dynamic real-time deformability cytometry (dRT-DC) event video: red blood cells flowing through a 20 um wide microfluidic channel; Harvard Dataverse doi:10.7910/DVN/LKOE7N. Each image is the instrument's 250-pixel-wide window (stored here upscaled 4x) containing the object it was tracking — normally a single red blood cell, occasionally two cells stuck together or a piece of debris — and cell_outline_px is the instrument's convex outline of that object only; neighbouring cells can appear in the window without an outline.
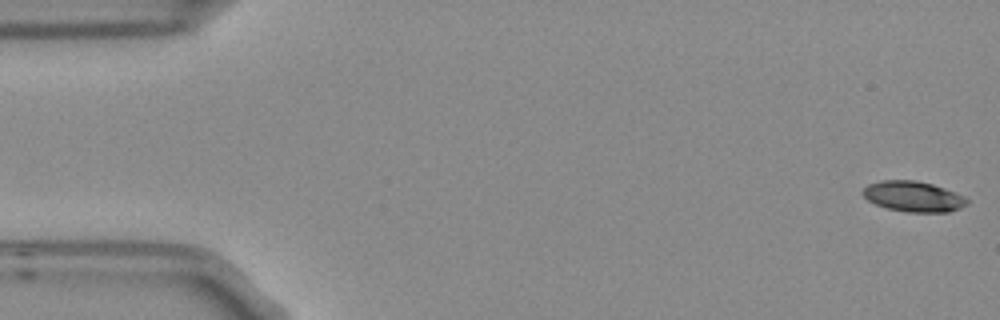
{"species": "Egyptian fruit bat (a non-hibernating species)", "species_latin": "Rousettus aegyptiacus", "temperature_condition": "room temperature", "stored_images_in_passage": 3, "segment_of_instrument_passage": [2, 2], "camera_frame_rate_fps": 3000, "um_per_image_px": 0.085, "frame": {"image": 1, "passage_image": 3, "time_ms": 0.667, "image_size_px": [1000, 320], "cell_outline_px": [[968, 204], [960, 208], [948, 212], [908, 212], [888, 208], [876, 204], [868, 200], [860, 192], [868, 184], [880, 180], [916, 180], [932, 184], [944, 188], [964, 196], [968, 200]], "centroid_in_image_um": [77.62, 16.69], "position_along_channel_um": 7.4, "area_um2": 18.5}}